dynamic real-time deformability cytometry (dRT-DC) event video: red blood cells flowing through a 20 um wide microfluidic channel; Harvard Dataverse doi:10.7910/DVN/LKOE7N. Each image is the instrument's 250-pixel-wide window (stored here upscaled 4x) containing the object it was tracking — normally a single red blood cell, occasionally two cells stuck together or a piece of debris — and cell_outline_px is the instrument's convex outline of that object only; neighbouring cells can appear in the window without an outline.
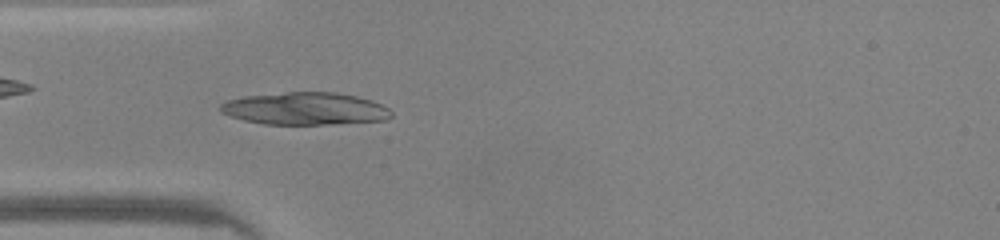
{"species": "common noctule bat (a hibernating species)", "species_latin": "Nyctalus noctula", "temperature_condition": "warm", "stored_images_in_passage": 45, "camera_frame_rate_fps": 3000, "um_per_image_px": 0.085, "animal": {"sex": "male", "body_mass_g": 20.0, "forearm_length_mm": 53.3}, "frame": {"image": 1, "passage_image": 12, "time_ms": 3.667, "image_size_px": [1000, 240], "cell_outline_px": [[392, 116], [388, 120], [332, 124], [264, 124], [244, 120], [220, 112], [220, 104], [228, 100], [244, 96], [288, 92], [336, 92], [356, 96], [372, 100], [388, 108], [392, 112]], "centroid_in_image_um": [25.96, 9.23], "position_along_channel_um": 59.0, "area_um2": 32.31}}
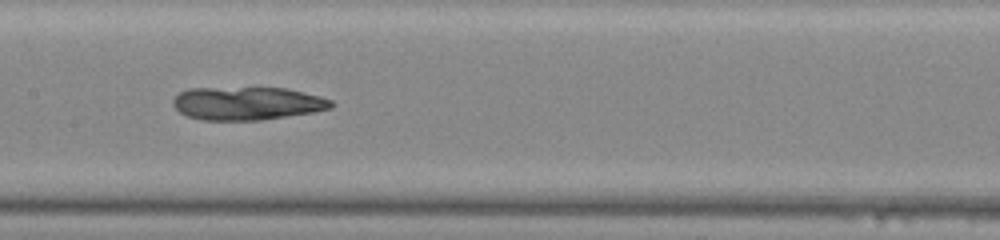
{"frame": {"image": 2, "passage_image": 21, "time_ms": 6.667, "image_size_px": [1000, 240], "cell_outline_px": [[332, 108], [312, 112], [260, 120], [200, 120], [188, 116], [180, 112], [172, 104], [172, 100], [180, 92], [188, 88], [288, 88], [320, 96], [332, 100]], "centroid_in_image_um": [20.99, 8.78], "position_along_channel_um": 186.4, "area_um2": 30.46}}
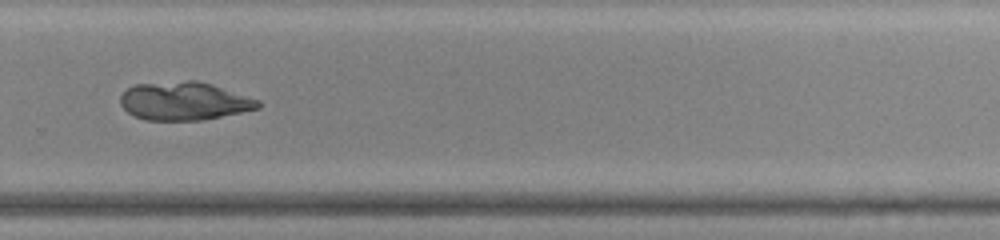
{"frame": {"image": 3, "passage_image": 30, "time_ms": 9.667, "image_size_px": [1000, 240], "cell_outline_px": [[260, 108], [204, 120], [144, 120], [128, 112], [120, 104], [120, 96], [128, 88], [136, 84], [188, 80], [196, 80], [212, 84], [260, 100]], "centroid_in_image_um": [15.66, 8.59], "position_along_channel_um": 314.1, "area_um2": 30.69}}